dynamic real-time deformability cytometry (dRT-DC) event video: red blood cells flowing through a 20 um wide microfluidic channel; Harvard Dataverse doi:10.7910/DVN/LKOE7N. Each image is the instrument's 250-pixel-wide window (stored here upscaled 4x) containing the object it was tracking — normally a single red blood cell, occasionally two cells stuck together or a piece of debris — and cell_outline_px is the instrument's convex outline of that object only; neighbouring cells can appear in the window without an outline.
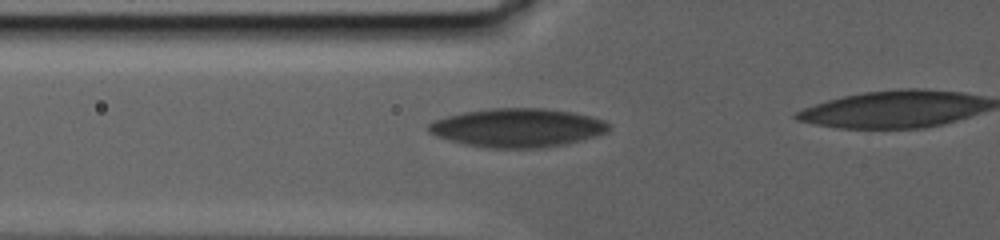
{"species": "human", "species_latin": "Homo sapiens", "temperature_condition": "warm", "stored_images_in_passage": 66, "camera_frame_rate_fps": 3000, "um_per_image_px": 0.085, "donor": {"sex": "male"}, "frame": {"image": 1, "passage_image": 36, "time_ms": 9.333, "image_size_px": [1000, 240], "cell_outline_px": [[612, 124], [608, 132], [564, 144], [544, 148], [488, 148], [464, 144], [436, 136], [428, 132], [428, 124], [436, 120], [448, 116], [464, 112], [492, 108], [544, 108], [572, 112], [592, 116], [604, 120]], "centroid_in_image_um": [44.01, 10.86], "position_along_channel_um": 81.8, "area_um2": 40.63}}
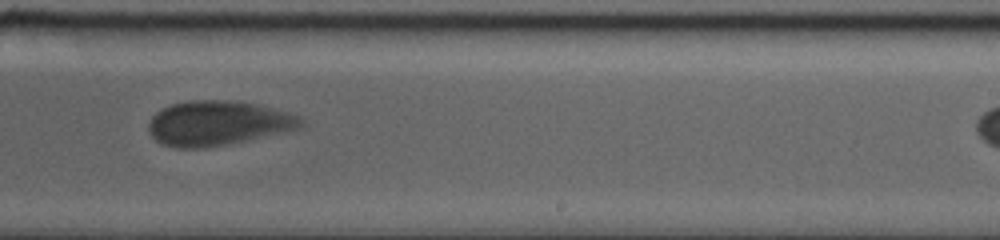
{"frame": {"image": 2, "passage_image": 52, "time_ms": 17.333, "image_size_px": [1000, 240], "cell_outline_px": [[304, 124], [300, 128], [228, 144], [204, 148], [176, 148], [164, 144], [156, 140], [148, 132], [148, 124], [152, 116], [156, 112], [172, 104], [192, 100], [224, 100], [256, 104], [300, 116], [304, 120]], "centroid_in_image_um": [18.49, 10.48], "position_along_channel_um": 270.5, "area_um2": 39.3}}
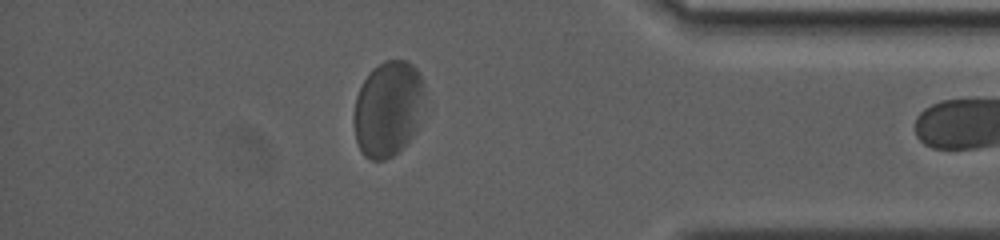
{"frame": {"image": 3, "passage_image": 65, "time_ms": 23.667, "image_size_px": [1000, 240], "cell_outline_px": [[424, 100], [416, 128], [412, 136], [392, 156], [384, 160], [372, 160], [364, 156], [356, 140], [352, 120], [352, 116], [356, 96], [364, 80], [372, 68], [384, 60], [408, 60], [420, 72], [424, 84]], "centroid_in_image_um": [32.96, 9.21], "position_along_channel_um": 402.2, "area_um2": 39.59}}